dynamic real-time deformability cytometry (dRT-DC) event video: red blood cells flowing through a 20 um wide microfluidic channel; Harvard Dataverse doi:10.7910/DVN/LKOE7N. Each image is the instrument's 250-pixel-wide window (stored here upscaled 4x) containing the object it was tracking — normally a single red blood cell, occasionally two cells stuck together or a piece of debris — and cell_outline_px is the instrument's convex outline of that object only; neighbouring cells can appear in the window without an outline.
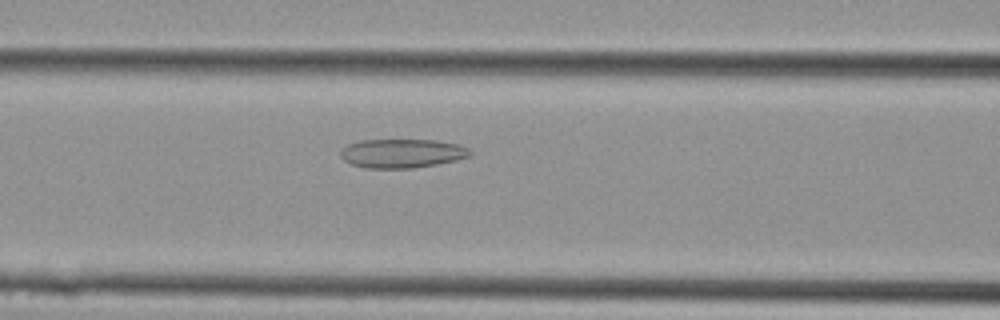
{"species": "Egyptian fruit bat (a non-hibernating species)", "species_latin": "Rousettus aegyptiacus", "temperature_condition": "cold", "stored_images_in_passage": 8, "camera_frame_rate_fps": 3000, "um_per_image_px": 0.085, "animal": {"sex": "female"}, "frame": {"image": 1, "passage_image": 6, "time_ms": 1.667, "image_size_px": [1000, 320], "cell_outline_px": [[472, 156], [456, 160], [436, 164], [412, 168], [364, 168], [352, 164], [344, 160], [340, 156], [340, 152], [348, 144], [360, 140], [436, 140], [456, 144], [468, 148], [472, 152]], "centroid_in_image_um": [34.18, 13.03], "position_along_channel_um": 132.4, "area_um2": 21.79}}
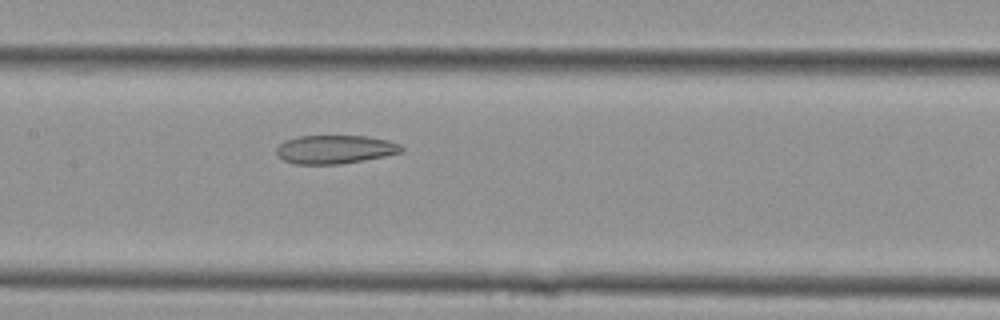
{"frame": {"image": 2, "passage_image": 8, "time_ms": 2.333, "image_size_px": [1000, 320], "cell_outline_px": [[404, 152], [364, 160], [340, 164], [292, 164], [284, 160], [276, 152], [276, 148], [284, 140], [296, 136], [364, 136], [388, 140], [400, 144], [404, 148]], "centroid_in_image_um": [28.48, 12.7], "position_along_channel_um": 178.9, "area_um2": 20.87}}